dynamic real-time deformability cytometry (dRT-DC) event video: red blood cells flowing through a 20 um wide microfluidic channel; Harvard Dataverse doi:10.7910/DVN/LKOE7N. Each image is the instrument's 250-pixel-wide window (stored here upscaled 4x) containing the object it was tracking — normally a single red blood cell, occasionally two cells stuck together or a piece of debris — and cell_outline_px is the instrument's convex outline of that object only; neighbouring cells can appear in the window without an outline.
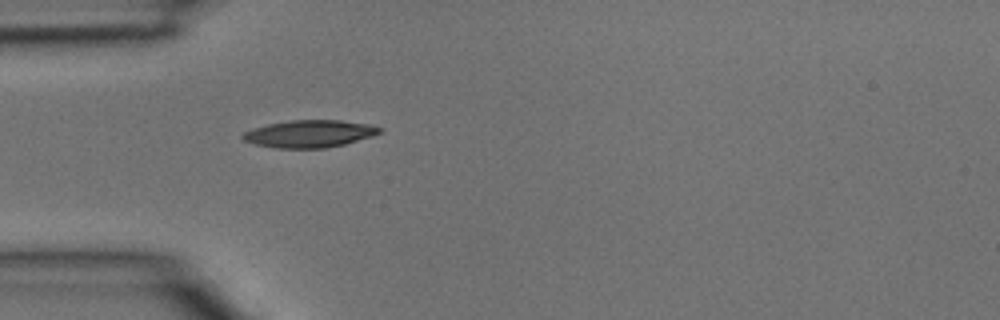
{"species": "common noctule bat (a hibernating species)", "species_latin": "Nyctalus noctula", "temperature_condition": "room temperature", "stored_images_in_passage": 3, "camera_frame_rate_fps": 3000, "um_per_image_px": 0.085, "animal": {"sex": "male", "body_mass_g": 15.6}, "frame": {"image": 1, "passage_image": 3, "time_ms": 0.667, "image_size_px": [1000, 320], "cell_outline_px": [[380, 132], [372, 136], [344, 144], [324, 148], [276, 148], [256, 144], [244, 140], [240, 136], [244, 132], [252, 128], [268, 124], [292, 120], [340, 120], [368, 124], [380, 128]], "centroid_in_image_um": [26.27, 11.37], "position_along_channel_um": 58.7, "area_um2": 21.56}}